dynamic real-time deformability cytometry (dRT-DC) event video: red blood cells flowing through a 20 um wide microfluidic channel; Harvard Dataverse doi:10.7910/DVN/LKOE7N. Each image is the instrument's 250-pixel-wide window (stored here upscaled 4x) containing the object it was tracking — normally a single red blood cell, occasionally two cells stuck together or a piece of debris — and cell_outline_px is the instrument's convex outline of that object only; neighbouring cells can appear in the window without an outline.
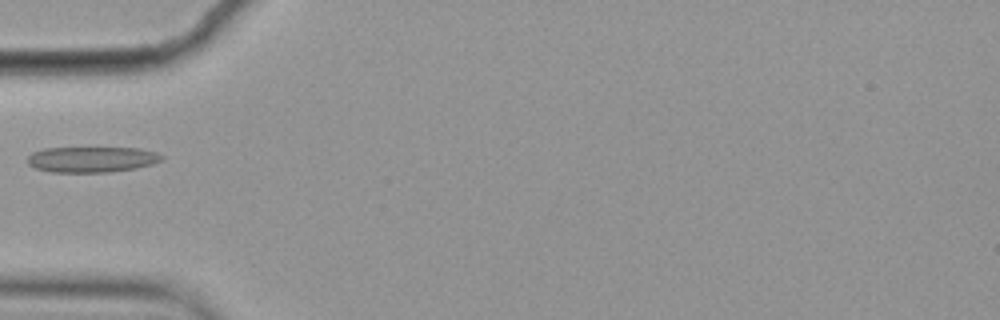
{"species": "common noctule bat (a hibernating species)", "species_latin": "Nyctalus noctula", "temperature_condition": "cold", "stored_images_in_passage": 8, "camera_frame_rate_fps": 3000, "um_per_image_px": 0.085, "animal": {"sex": "female", "body_mass_g": 19.9}, "frame": {"image": 1, "passage_image": 5, "time_ms": 1.333, "image_size_px": [1000, 320], "cell_outline_px": [[164, 156], [160, 160], [152, 164], [136, 168], [108, 172], [52, 172], [36, 168], [28, 164], [28, 156], [32, 152], [44, 148], [140, 148], [156, 152]], "centroid_in_image_um": [7.79, 13.54], "position_along_channel_um": 77.2, "area_um2": 20.0}}
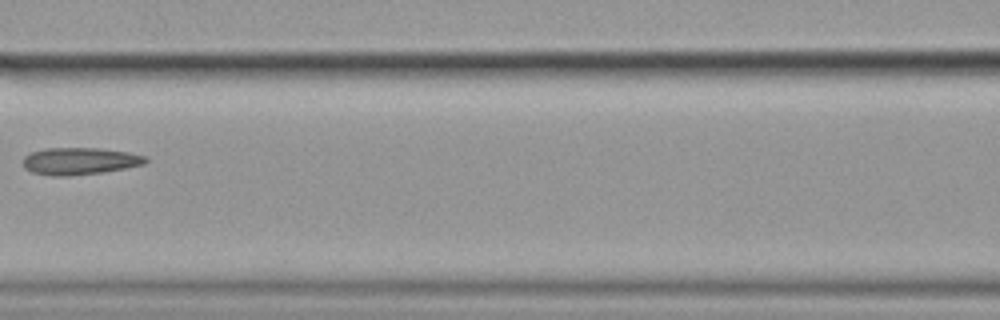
{"frame": {"image": 2, "passage_image": 7, "time_ms": 2.0, "image_size_px": [1000, 320], "cell_outline_px": [[148, 160], [144, 164], [104, 172], [68, 176], [52, 176], [32, 172], [24, 168], [24, 156], [32, 152], [44, 148], [100, 148], [128, 152], [148, 156]], "centroid_in_image_um": [6.79, 13.69], "position_along_channel_um": 159.8, "area_um2": 19.42}}
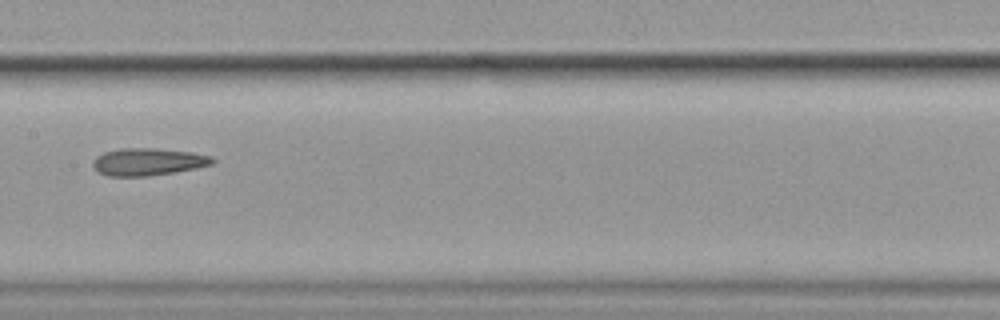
{"frame": {"image": 3, "passage_image": 8, "time_ms": 2.333, "image_size_px": [1000, 320], "cell_outline_px": [[216, 160], [212, 164], [196, 168], [148, 176], [108, 176], [100, 172], [92, 164], [92, 160], [96, 156], [104, 152], [120, 148], [156, 148], [192, 152], [212, 156]], "centroid_in_image_um": [12.59, 13.74], "position_along_channel_um": 194.8, "area_um2": 19.02}}